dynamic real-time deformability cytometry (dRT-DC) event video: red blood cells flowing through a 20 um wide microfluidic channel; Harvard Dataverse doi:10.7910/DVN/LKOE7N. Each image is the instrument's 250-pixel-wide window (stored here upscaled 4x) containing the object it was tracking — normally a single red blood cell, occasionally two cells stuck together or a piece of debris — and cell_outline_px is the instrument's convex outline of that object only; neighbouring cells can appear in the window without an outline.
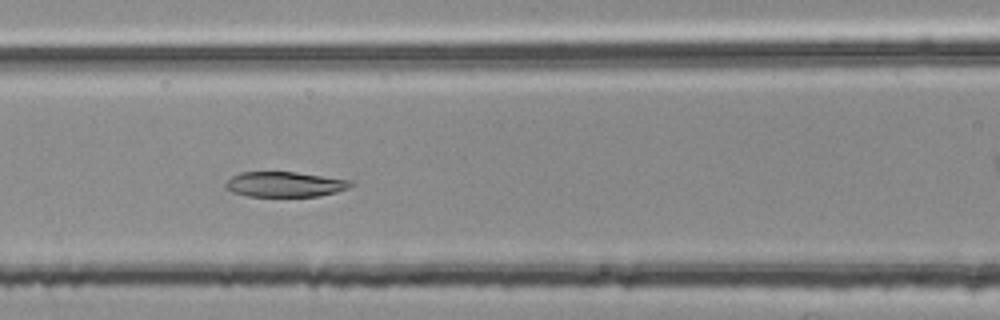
{"species": "common noctule bat (a hibernating species)", "species_latin": "Nyctalus noctula", "temperature_condition": "room temperature", "stored_images_in_passage": 52, "segment_of_instrument_passage": [2, 2], "camera_frame_rate_fps": 3000, "um_per_image_px": 0.085, "animal": {"sex": "female", "body_mass_g": 25.1}, "frame": {"image": 1, "passage_image": 23, "time_ms": 7.333, "image_size_px": [1000, 320], "cell_outline_px": [[356, 184], [348, 188], [336, 192], [320, 196], [248, 196], [232, 192], [224, 188], [224, 184], [232, 176], [240, 172], [296, 172], [352, 180]], "centroid_in_image_um": [24.23, 15.66], "position_along_channel_um": 142.4, "area_um2": 18.5}}
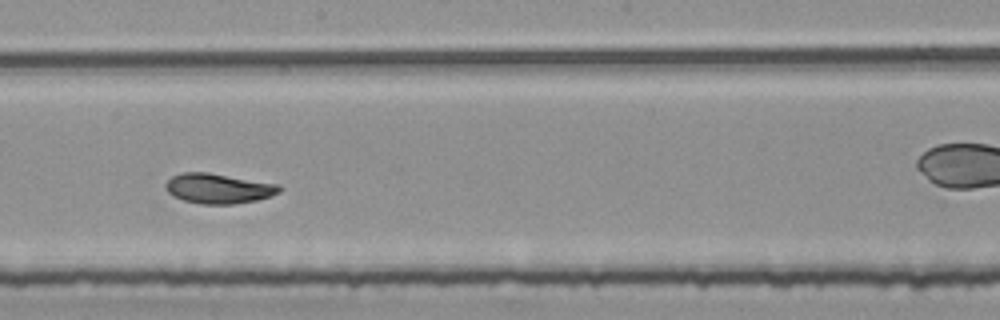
{"frame": {"image": 2, "passage_image": 30, "time_ms": 9.667, "image_size_px": [1000, 320], "cell_outline_px": [[284, 188], [280, 192], [256, 200], [232, 204], [200, 204], [184, 200], [172, 196], [164, 188], [164, 184], [172, 176], [180, 172], [208, 172], [280, 184]], "centroid_in_image_um": [18.55, 16.01], "position_along_channel_um": 229.7, "area_um2": 20.06}}
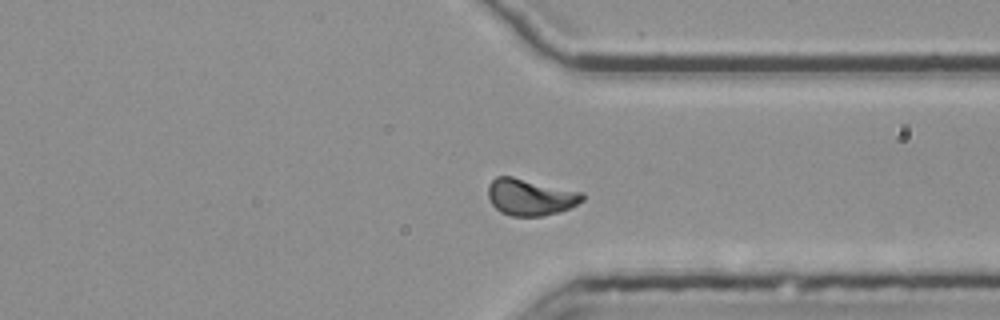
{"frame": {"image": 3, "passage_image": 41, "time_ms": 13.333, "image_size_px": [1000, 320], "cell_outline_px": [[584, 200], [560, 212], [544, 216], [512, 216], [500, 212], [492, 204], [488, 196], [488, 184], [496, 176], [512, 176], [584, 192]], "centroid_in_image_um": [45.08, 16.74], "position_along_channel_um": 366.3, "area_um2": 20.29}}